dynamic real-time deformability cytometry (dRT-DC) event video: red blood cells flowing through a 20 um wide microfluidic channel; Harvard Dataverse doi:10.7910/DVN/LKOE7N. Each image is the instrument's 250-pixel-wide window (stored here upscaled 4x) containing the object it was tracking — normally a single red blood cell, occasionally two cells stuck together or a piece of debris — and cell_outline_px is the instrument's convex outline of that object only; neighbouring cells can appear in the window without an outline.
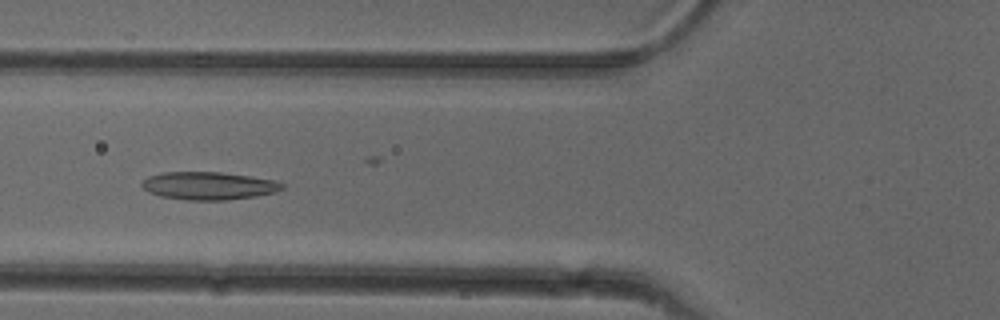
{"species": "common noctule bat (a hibernating species)", "species_latin": "Nyctalus noctula", "temperature_condition": "cold", "stored_images_in_passage": 52, "camera_frame_rate_fps": 3000, "um_per_image_px": 0.085, "animal": {"sex": "female"}, "frame": {"image": 1, "passage_image": 20, "time_ms": 6.333, "image_size_px": [1000, 320], "cell_outline_px": [[284, 188], [276, 192], [256, 196], [224, 200], [188, 200], [160, 196], [148, 192], [140, 184], [148, 176], [164, 172], [220, 172], [248, 176], [272, 180], [284, 184]], "centroid_in_image_um": [17.71, 15.79], "position_along_channel_um": 108.1, "area_um2": 22.6}}
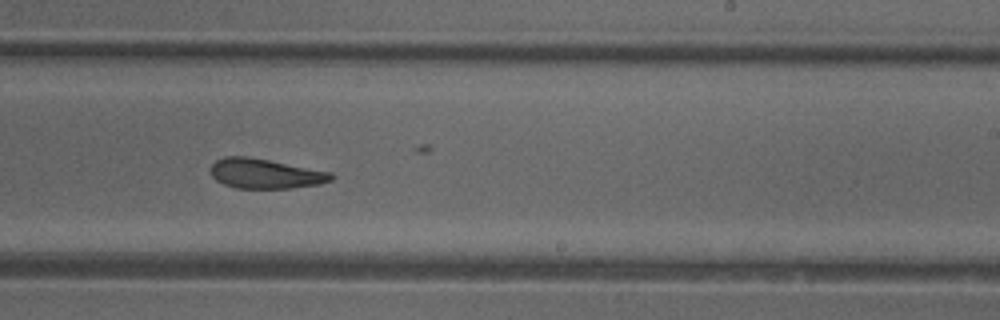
{"frame": {"image": 2, "passage_image": 32, "time_ms": 10.333, "image_size_px": [1000, 320], "cell_outline_px": [[336, 176], [332, 180], [320, 184], [292, 188], [236, 188], [224, 184], [216, 180], [212, 176], [212, 164], [216, 160], [224, 156], [248, 156], [332, 172]], "centroid_in_image_um": [22.58, 14.76], "position_along_channel_um": 266.4, "area_um2": 20.98}}
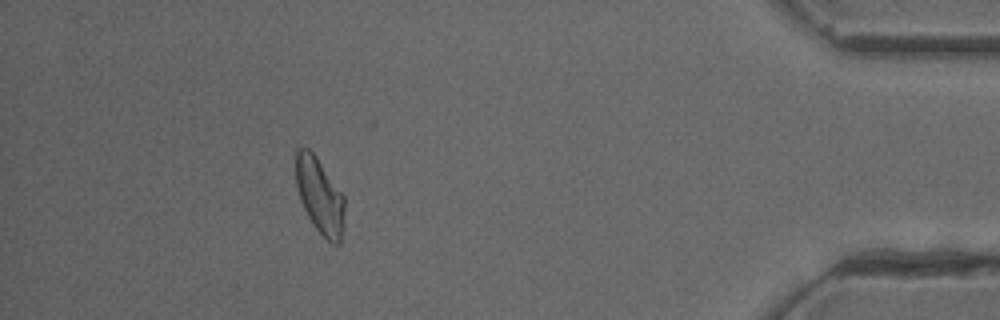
{"frame": {"image": 3, "passage_image": 47, "time_ms": 15.333, "image_size_px": [1000, 320], "cell_outline_px": [[344, 228], [340, 244], [332, 244], [312, 224], [300, 200], [296, 184], [296, 148], [308, 148], [316, 156], [344, 196]], "centroid_in_image_um": [27.19, 16.66], "position_along_channel_um": 408.0, "area_um2": 21.44}, "authors_computed_cell_mechanics": {"area_um2": 22.1085, "velocity_mm_per_s": 3.9532, "shape_relaxation_time_tau1_ms": 5.0389, "shape_relaxation_time_tau2_ms": 3.8449, "deformation_change_tau1": 0.1482, "deformation_change_tau2": 0.1308}}